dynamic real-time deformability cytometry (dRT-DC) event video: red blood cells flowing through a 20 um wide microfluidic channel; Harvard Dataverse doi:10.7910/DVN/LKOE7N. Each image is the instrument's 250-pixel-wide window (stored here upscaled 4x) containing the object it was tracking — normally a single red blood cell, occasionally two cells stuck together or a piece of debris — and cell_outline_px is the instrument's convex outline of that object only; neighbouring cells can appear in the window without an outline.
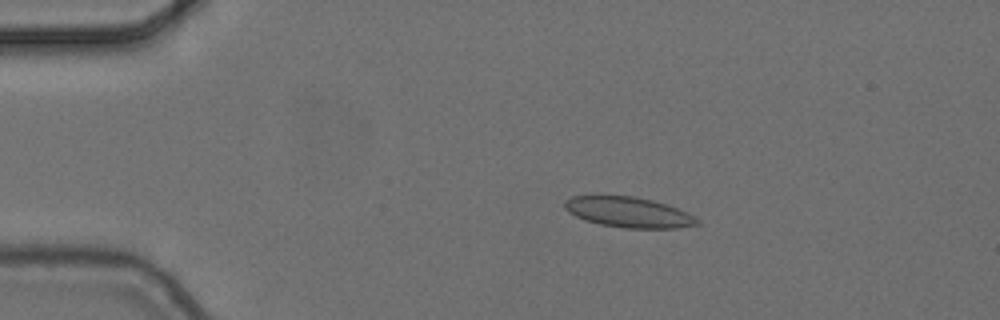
{"species": "common noctule bat (a hibernating species)", "species_latin": "Nyctalus noctula", "temperature_condition": "cold", "stored_images_in_passage": 5, "camera_frame_rate_fps": 3000, "um_per_image_px": 0.085, "animal": {"sex": "female", "body_mass_g": 24.6, "forearm_length_mm": 56.2}, "frame": {"image": 1, "passage_image": 4, "time_ms": 1.0, "image_size_px": [1000, 320], "cell_outline_px": [[700, 224], [680, 228], [624, 228], [600, 224], [584, 220], [568, 212], [564, 208], [564, 200], [572, 196], [632, 196], [652, 200], [688, 212], [700, 220]], "centroid_in_image_um": [53.43, 18.05], "position_along_channel_um": 31.6, "area_um2": 23.47}}